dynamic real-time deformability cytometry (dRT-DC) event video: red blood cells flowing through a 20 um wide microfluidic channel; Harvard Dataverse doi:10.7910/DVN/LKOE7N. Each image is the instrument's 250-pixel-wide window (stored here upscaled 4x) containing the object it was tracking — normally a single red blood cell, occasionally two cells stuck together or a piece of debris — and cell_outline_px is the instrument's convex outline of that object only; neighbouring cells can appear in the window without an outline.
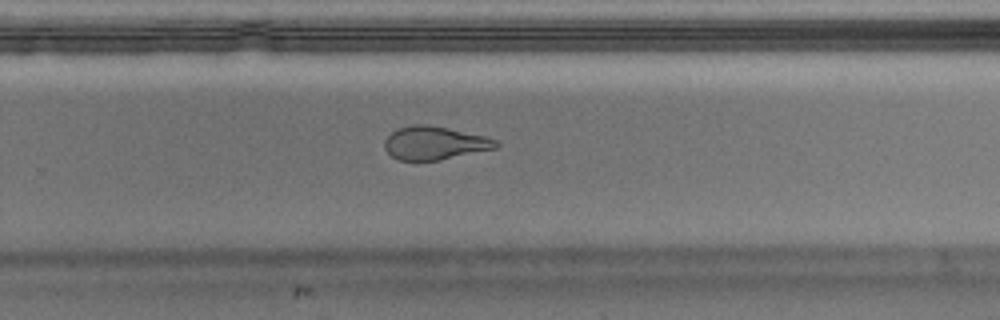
{"species": "Egyptian fruit bat (a non-hibernating species)", "species_latin": "Rousettus aegyptiacus", "temperature_condition": "warm", "stored_images_in_passage": 46, "camera_frame_rate_fps": 3000, "um_per_image_px": 0.085, "animal": {"sex": "male"}, "frame": {"image": 1, "passage_image": 33, "time_ms": 10.667, "image_size_px": [1000, 320], "cell_outline_px": [[500, 144], [496, 148], [440, 160], [400, 160], [392, 156], [384, 148], [384, 140], [396, 128], [412, 124], [428, 124], [488, 136], [496, 140]], "centroid_in_image_um": [36.95, 12.14], "position_along_channel_um": 292.9, "area_um2": 21.73}}